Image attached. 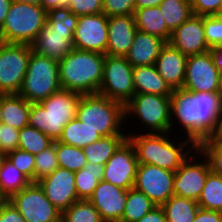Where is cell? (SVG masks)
I'll return each instance as SVG.
<instances>
[{"instance_id":"cell-1","label":"cell","mask_w":222,"mask_h":222,"mask_svg":"<svg viewBox=\"0 0 222 222\" xmlns=\"http://www.w3.org/2000/svg\"><path fill=\"white\" fill-rule=\"evenodd\" d=\"M170 107L171 133H174V129L176 132V128L181 126L179 132H184L181 136L185 135L184 137L191 139L197 145L216 132L222 99L217 92H190L176 89L170 96Z\"/></svg>"},{"instance_id":"cell-2","label":"cell","mask_w":222,"mask_h":222,"mask_svg":"<svg viewBox=\"0 0 222 222\" xmlns=\"http://www.w3.org/2000/svg\"><path fill=\"white\" fill-rule=\"evenodd\" d=\"M127 133V139L135 149L139 164H152L172 172H175L191 152L197 149V145L191 139L180 138L176 136L177 133L174 136L171 132L141 133L134 130L130 132L132 134Z\"/></svg>"},{"instance_id":"cell-3","label":"cell","mask_w":222,"mask_h":222,"mask_svg":"<svg viewBox=\"0 0 222 222\" xmlns=\"http://www.w3.org/2000/svg\"><path fill=\"white\" fill-rule=\"evenodd\" d=\"M105 54L73 48L59 61L61 89L81 95L98 93L103 79Z\"/></svg>"},{"instance_id":"cell-4","label":"cell","mask_w":222,"mask_h":222,"mask_svg":"<svg viewBox=\"0 0 222 222\" xmlns=\"http://www.w3.org/2000/svg\"><path fill=\"white\" fill-rule=\"evenodd\" d=\"M81 96L60 89L39 103H31L28 126L38 129L53 141H58L65 125L76 117Z\"/></svg>"},{"instance_id":"cell-5","label":"cell","mask_w":222,"mask_h":222,"mask_svg":"<svg viewBox=\"0 0 222 222\" xmlns=\"http://www.w3.org/2000/svg\"><path fill=\"white\" fill-rule=\"evenodd\" d=\"M76 117L102 137L127 135L125 105L99 93L81 96Z\"/></svg>"},{"instance_id":"cell-6","label":"cell","mask_w":222,"mask_h":222,"mask_svg":"<svg viewBox=\"0 0 222 222\" xmlns=\"http://www.w3.org/2000/svg\"><path fill=\"white\" fill-rule=\"evenodd\" d=\"M47 21V11L36 3L13 1L0 28L5 43L31 45Z\"/></svg>"},{"instance_id":"cell-7","label":"cell","mask_w":222,"mask_h":222,"mask_svg":"<svg viewBox=\"0 0 222 222\" xmlns=\"http://www.w3.org/2000/svg\"><path fill=\"white\" fill-rule=\"evenodd\" d=\"M60 89L59 62L32 51L18 94L30 103H39Z\"/></svg>"},{"instance_id":"cell-8","label":"cell","mask_w":222,"mask_h":222,"mask_svg":"<svg viewBox=\"0 0 222 222\" xmlns=\"http://www.w3.org/2000/svg\"><path fill=\"white\" fill-rule=\"evenodd\" d=\"M170 96L135 93L125 105V120L137 118L145 133L171 132ZM146 127V128H145ZM149 129V130H148ZM148 130V131H147Z\"/></svg>"},{"instance_id":"cell-9","label":"cell","mask_w":222,"mask_h":222,"mask_svg":"<svg viewBox=\"0 0 222 222\" xmlns=\"http://www.w3.org/2000/svg\"><path fill=\"white\" fill-rule=\"evenodd\" d=\"M31 52L28 44H0V94L20 92Z\"/></svg>"},{"instance_id":"cell-10","label":"cell","mask_w":222,"mask_h":222,"mask_svg":"<svg viewBox=\"0 0 222 222\" xmlns=\"http://www.w3.org/2000/svg\"><path fill=\"white\" fill-rule=\"evenodd\" d=\"M100 95L126 105L134 96L133 66L125 56L105 55Z\"/></svg>"},{"instance_id":"cell-11","label":"cell","mask_w":222,"mask_h":222,"mask_svg":"<svg viewBox=\"0 0 222 222\" xmlns=\"http://www.w3.org/2000/svg\"><path fill=\"white\" fill-rule=\"evenodd\" d=\"M9 201L26 222H61L62 212L50 202L37 182L14 194Z\"/></svg>"},{"instance_id":"cell-12","label":"cell","mask_w":222,"mask_h":222,"mask_svg":"<svg viewBox=\"0 0 222 222\" xmlns=\"http://www.w3.org/2000/svg\"><path fill=\"white\" fill-rule=\"evenodd\" d=\"M210 172L207 159L195 149L175 171L174 195L197 202Z\"/></svg>"},{"instance_id":"cell-13","label":"cell","mask_w":222,"mask_h":222,"mask_svg":"<svg viewBox=\"0 0 222 222\" xmlns=\"http://www.w3.org/2000/svg\"><path fill=\"white\" fill-rule=\"evenodd\" d=\"M174 177L175 172L152 164H139L134 188L161 206L174 195Z\"/></svg>"},{"instance_id":"cell-14","label":"cell","mask_w":222,"mask_h":222,"mask_svg":"<svg viewBox=\"0 0 222 222\" xmlns=\"http://www.w3.org/2000/svg\"><path fill=\"white\" fill-rule=\"evenodd\" d=\"M138 165L135 149L126 139L104 165L103 181L125 190L133 188Z\"/></svg>"},{"instance_id":"cell-15","label":"cell","mask_w":222,"mask_h":222,"mask_svg":"<svg viewBox=\"0 0 222 222\" xmlns=\"http://www.w3.org/2000/svg\"><path fill=\"white\" fill-rule=\"evenodd\" d=\"M108 17L103 14L79 16L74 32L73 47L106 55Z\"/></svg>"},{"instance_id":"cell-16","label":"cell","mask_w":222,"mask_h":222,"mask_svg":"<svg viewBox=\"0 0 222 222\" xmlns=\"http://www.w3.org/2000/svg\"><path fill=\"white\" fill-rule=\"evenodd\" d=\"M219 75L209 51L190 55L186 62L182 89L190 92H217Z\"/></svg>"},{"instance_id":"cell-17","label":"cell","mask_w":222,"mask_h":222,"mask_svg":"<svg viewBox=\"0 0 222 222\" xmlns=\"http://www.w3.org/2000/svg\"><path fill=\"white\" fill-rule=\"evenodd\" d=\"M37 183L50 202L61 212L79 200L75 189V174L66 168L58 167Z\"/></svg>"},{"instance_id":"cell-18","label":"cell","mask_w":222,"mask_h":222,"mask_svg":"<svg viewBox=\"0 0 222 222\" xmlns=\"http://www.w3.org/2000/svg\"><path fill=\"white\" fill-rule=\"evenodd\" d=\"M168 43L186 56L208 52L203 16L192 15L171 33Z\"/></svg>"},{"instance_id":"cell-19","label":"cell","mask_w":222,"mask_h":222,"mask_svg":"<svg viewBox=\"0 0 222 222\" xmlns=\"http://www.w3.org/2000/svg\"><path fill=\"white\" fill-rule=\"evenodd\" d=\"M128 190L106 181H99L89 201L104 222H120L124 213Z\"/></svg>"},{"instance_id":"cell-20","label":"cell","mask_w":222,"mask_h":222,"mask_svg":"<svg viewBox=\"0 0 222 222\" xmlns=\"http://www.w3.org/2000/svg\"><path fill=\"white\" fill-rule=\"evenodd\" d=\"M73 38V32L56 31L52 25L46 21L38 37L31 44L32 51L59 62L73 50Z\"/></svg>"},{"instance_id":"cell-21","label":"cell","mask_w":222,"mask_h":222,"mask_svg":"<svg viewBox=\"0 0 222 222\" xmlns=\"http://www.w3.org/2000/svg\"><path fill=\"white\" fill-rule=\"evenodd\" d=\"M137 32L134 15L108 17V43L106 55L125 56Z\"/></svg>"},{"instance_id":"cell-22","label":"cell","mask_w":222,"mask_h":222,"mask_svg":"<svg viewBox=\"0 0 222 222\" xmlns=\"http://www.w3.org/2000/svg\"><path fill=\"white\" fill-rule=\"evenodd\" d=\"M187 58L168 42L160 50L155 67L172 90L183 88Z\"/></svg>"},{"instance_id":"cell-23","label":"cell","mask_w":222,"mask_h":222,"mask_svg":"<svg viewBox=\"0 0 222 222\" xmlns=\"http://www.w3.org/2000/svg\"><path fill=\"white\" fill-rule=\"evenodd\" d=\"M166 42L154 35L137 30L125 59L133 66L153 65Z\"/></svg>"},{"instance_id":"cell-24","label":"cell","mask_w":222,"mask_h":222,"mask_svg":"<svg viewBox=\"0 0 222 222\" xmlns=\"http://www.w3.org/2000/svg\"><path fill=\"white\" fill-rule=\"evenodd\" d=\"M135 93H151L171 96L173 90L158 73L155 64L133 67Z\"/></svg>"},{"instance_id":"cell-25","label":"cell","mask_w":222,"mask_h":222,"mask_svg":"<svg viewBox=\"0 0 222 222\" xmlns=\"http://www.w3.org/2000/svg\"><path fill=\"white\" fill-rule=\"evenodd\" d=\"M31 103L19 94H1L3 123L18 130L28 126Z\"/></svg>"},{"instance_id":"cell-26","label":"cell","mask_w":222,"mask_h":222,"mask_svg":"<svg viewBox=\"0 0 222 222\" xmlns=\"http://www.w3.org/2000/svg\"><path fill=\"white\" fill-rule=\"evenodd\" d=\"M134 19L137 30L157 36L165 42L170 40L172 32L167 28L159 6L137 9Z\"/></svg>"},{"instance_id":"cell-27","label":"cell","mask_w":222,"mask_h":222,"mask_svg":"<svg viewBox=\"0 0 222 222\" xmlns=\"http://www.w3.org/2000/svg\"><path fill=\"white\" fill-rule=\"evenodd\" d=\"M31 183L32 181L19 171L10 160L4 158L0 168V196L3 200H9Z\"/></svg>"},{"instance_id":"cell-28","label":"cell","mask_w":222,"mask_h":222,"mask_svg":"<svg viewBox=\"0 0 222 222\" xmlns=\"http://www.w3.org/2000/svg\"><path fill=\"white\" fill-rule=\"evenodd\" d=\"M127 139V135H111L101 137L94 143L83 147L86 161L105 165L108 159L114 154L118 147Z\"/></svg>"},{"instance_id":"cell-29","label":"cell","mask_w":222,"mask_h":222,"mask_svg":"<svg viewBox=\"0 0 222 222\" xmlns=\"http://www.w3.org/2000/svg\"><path fill=\"white\" fill-rule=\"evenodd\" d=\"M102 136L96 131L87 127L77 117L70 120L62 130L59 142L79 148L94 143Z\"/></svg>"},{"instance_id":"cell-30","label":"cell","mask_w":222,"mask_h":222,"mask_svg":"<svg viewBox=\"0 0 222 222\" xmlns=\"http://www.w3.org/2000/svg\"><path fill=\"white\" fill-rule=\"evenodd\" d=\"M104 165L90 163L74 172L75 189L79 200H89L99 181L103 180Z\"/></svg>"},{"instance_id":"cell-31","label":"cell","mask_w":222,"mask_h":222,"mask_svg":"<svg viewBox=\"0 0 222 222\" xmlns=\"http://www.w3.org/2000/svg\"><path fill=\"white\" fill-rule=\"evenodd\" d=\"M167 222H193L200 208L196 201L173 195L161 205Z\"/></svg>"},{"instance_id":"cell-32","label":"cell","mask_w":222,"mask_h":222,"mask_svg":"<svg viewBox=\"0 0 222 222\" xmlns=\"http://www.w3.org/2000/svg\"><path fill=\"white\" fill-rule=\"evenodd\" d=\"M159 8L171 32L193 15L190 0H163Z\"/></svg>"},{"instance_id":"cell-33","label":"cell","mask_w":222,"mask_h":222,"mask_svg":"<svg viewBox=\"0 0 222 222\" xmlns=\"http://www.w3.org/2000/svg\"><path fill=\"white\" fill-rule=\"evenodd\" d=\"M156 206L143 192L130 188L120 222H136Z\"/></svg>"},{"instance_id":"cell-34","label":"cell","mask_w":222,"mask_h":222,"mask_svg":"<svg viewBox=\"0 0 222 222\" xmlns=\"http://www.w3.org/2000/svg\"><path fill=\"white\" fill-rule=\"evenodd\" d=\"M200 208L222 212V176L208 174L206 183L197 201Z\"/></svg>"},{"instance_id":"cell-35","label":"cell","mask_w":222,"mask_h":222,"mask_svg":"<svg viewBox=\"0 0 222 222\" xmlns=\"http://www.w3.org/2000/svg\"><path fill=\"white\" fill-rule=\"evenodd\" d=\"M18 148L31 153L39 154L53 144V140L36 128L26 126L19 131Z\"/></svg>"},{"instance_id":"cell-36","label":"cell","mask_w":222,"mask_h":222,"mask_svg":"<svg viewBox=\"0 0 222 222\" xmlns=\"http://www.w3.org/2000/svg\"><path fill=\"white\" fill-rule=\"evenodd\" d=\"M61 222H104L89 200H78L61 215Z\"/></svg>"},{"instance_id":"cell-37","label":"cell","mask_w":222,"mask_h":222,"mask_svg":"<svg viewBox=\"0 0 222 222\" xmlns=\"http://www.w3.org/2000/svg\"><path fill=\"white\" fill-rule=\"evenodd\" d=\"M56 156L59 167L76 172L86 164V157L83 149L56 141Z\"/></svg>"},{"instance_id":"cell-38","label":"cell","mask_w":222,"mask_h":222,"mask_svg":"<svg viewBox=\"0 0 222 222\" xmlns=\"http://www.w3.org/2000/svg\"><path fill=\"white\" fill-rule=\"evenodd\" d=\"M196 148L207 159L210 171L222 176V138L208 137L199 142Z\"/></svg>"},{"instance_id":"cell-39","label":"cell","mask_w":222,"mask_h":222,"mask_svg":"<svg viewBox=\"0 0 222 222\" xmlns=\"http://www.w3.org/2000/svg\"><path fill=\"white\" fill-rule=\"evenodd\" d=\"M34 158V182H37L41 178L52 174L59 167L56 156V141H54L53 144L47 149L43 150L39 154L34 155Z\"/></svg>"},{"instance_id":"cell-40","label":"cell","mask_w":222,"mask_h":222,"mask_svg":"<svg viewBox=\"0 0 222 222\" xmlns=\"http://www.w3.org/2000/svg\"><path fill=\"white\" fill-rule=\"evenodd\" d=\"M47 21L53 29L60 32H75L78 16L67 7H58L47 11Z\"/></svg>"},{"instance_id":"cell-41","label":"cell","mask_w":222,"mask_h":222,"mask_svg":"<svg viewBox=\"0 0 222 222\" xmlns=\"http://www.w3.org/2000/svg\"><path fill=\"white\" fill-rule=\"evenodd\" d=\"M16 168L34 182L35 158L31 153L17 148L6 155Z\"/></svg>"},{"instance_id":"cell-42","label":"cell","mask_w":222,"mask_h":222,"mask_svg":"<svg viewBox=\"0 0 222 222\" xmlns=\"http://www.w3.org/2000/svg\"><path fill=\"white\" fill-rule=\"evenodd\" d=\"M205 38L211 48L222 43V16H203Z\"/></svg>"},{"instance_id":"cell-43","label":"cell","mask_w":222,"mask_h":222,"mask_svg":"<svg viewBox=\"0 0 222 222\" xmlns=\"http://www.w3.org/2000/svg\"><path fill=\"white\" fill-rule=\"evenodd\" d=\"M18 129L2 123L0 125V151L3 155L15 151L19 146Z\"/></svg>"},{"instance_id":"cell-44","label":"cell","mask_w":222,"mask_h":222,"mask_svg":"<svg viewBox=\"0 0 222 222\" xmlns=\"http://www.w3.org/2000/svg\"><path fill=\"white\" fill-rule=\"evenodd\" d=\"M135 0H103V14L107 17L134 15Z\"/></svg>"},{"instance_id":"cell-45","label":"cell","mask_w":222,"mask_h":222,"mask_svg":"<svg viewBox=\"0 0 222 222\" xmlns=\"http://www.w3.org/2000/svg\"><path fill=\"white\" fill-rule=\"evenodd\" d=\"M79 16L103 13V0H71L67 7Z\"/></svg>"},{"instance_id":"cell-46","label":"cell","mask_w":222,"mask_h":222,"mask_svg":"<svg viewBox=\"0 0 222 222\" xmlns=\"http://www.w3.org/2000/svg\"><path fill=\"white\" fill-rule=\"evenodd\" d=\"M193 15L210 16L219 12L221 0H190Z\"/></svg>"},{"instance_id":"cell-47","label":"cell","mask_w":222,"mask_h":222,"mask_svg":"<svg viewBox=\"0 0 222 222\" xmlns=\"http://www.w3.org/2000/svg\"><path fill=\"white\" fill-rule=\"evenodd\" d=\"M0 222H26L9 200L0 203Z\"/></svg>"},{"instance_id":"cell-48","label":"cell","mask_w":222,"mask_h":222,"mask_svg":"<svg viewBox=\"0 0 222 222\" xmlns=\"http://www.w3.org/2000/svg\"><path fill=\"white\" fill-rule=\"evenodd\" d=\"M193 222H222V212L199 208Z\"/></svg>"},{"instance_id":"cell-49","label":"cell","mask_w":222,"mask_h":222,"mask_svg":"<svg viewBox=\"0 0 222 222\" xmlns=\"http://www.w3.org/2000/svg\"><path fill=\"white\" fill-rule=\"evenodd\" d=\"M136 222H167L164 210L156 206Z\"/></svg>"},{"instance_id":"cell-50","label":"cell","mask_w":222,"mask_h":222,"mask_svg":"<svg viewBox=\"0 0 222 222\" xmlns=\"http://www.w3.org/2000/svg\"><path fill=\"white\" fill-rule=\"evenodd\" d=\"M209 52L219 74H222V43L211 47Z\"/></svg>"},{"instance_id":"cell-51","label":"cell","mask_w":222,"mask_h":222,"mask_svg":"<svg viewBox=\"0 0 222 222\" xmlns=\"http://www.w3.org/2000/svg\"><path fill=\"white\" fill-rule=\"evenodd\" d=\"M71 0H41L40 5L46 10H51L58 7H68Z\"/></svg>"},{"instance_id":"cell-52","label":"cell","mask_w":222,"mask_h":222,"mask_svg":"<svg viewBox=\"0 0 222 222\" xmlns=\"http://www.w3.org/2000/svg\"><path fill=\"white\" fill-rule=\"evenodd\" d=\"M12 2L13 0H0V28L5 22Z\"/></svg>"},{"instance_id":"cell-53","label":"cell","mask_w":222,"mask_h":222,"mask_svg":"<svg viewBox=\"0 0 222 222\" xmlns=\"http://www.w3.org/2000/svg\"><path fill=\"white\" fill-rule=\"evenodd\" d=\"M163 0H135V9L159 6Z\"/></svg>"},{"instance_id":"cell-54","label":"cell","mask_w":222,"mask_h":222,"mask_svg":"<svg viewBox=\"0 0 222 222\" xmlns=\"http://www.w3.org/2000/svg\"><path fill=\"white\" fill-rule=\"evenodd\" d=\"M213 136L218 137V138H222V109L220 112L218 126H217L216 132L214 133Z\"/></svg>"},{"instance_id":"cell-55","label":"cell","mask_w":222,"mask_h":222,"mask_svg":"<svg viewBox=\"0 0 222 222\" xmlns=\"http://www.w3.org/2000/svg\"><path fill=\"white\" fill-rule=\"evenodd\" d=\"M217 93L221 96V99H222V74L219 75L218 91H217Z\"/></svg>"},{"instance_id":"cell-56","label":"cell","mask_w":222,"mask_h":222,"mask_svg":"<svg viewBox=\"0 0 222 222\" xmlns=\"http://www.w3.org/2000/svg\"><path fill=\"white\" fill-rule=\"evenodd\" d=\"M13 1L21 2V3H36V4H40L41 0H13Z\"/></svg>"},{"instance_id":"cell-57","label":"cell","mask_w":222,"mask_h":222,"mask_svg":"<svg viewBox=\"0 0 222 222\" xmlns=\"http://www.w3.org/2000/svg\"><path fill=\"white\" fill-rule=\"evenodd\" d=\"M217 16H222V0L219 7V12L216 14Z\"/></svg>"},{"instance_id":"cell-58","label":"cell","mask_w":222,"mask_h":222,"mask_svg":"<svg viewBox=\"0 0 222 222\" xmlns=\"http://www.w3.org/2000/svg\"><path fill=\"white\" fill-rule=\"evenodd\" d=\"M3 123L1 115V94H0V125Z\"/></svg>"},{"instance_id":"cell-59","label":"cell","mask_w":222,"mask_h":222,"mask_svg":"<svg viewBox=\"0 0 222 222\" xmlns=\"http://www.w3.org/2000/svg\"><path fill=\"white\" fill-rule=\"evenodd\" d=\"M5 157H0V168Z\"/></svg>"},{"instance_id":"cell-60","label":"cell","mask_w":222,"mask_h":222,"mask_svg":"<svg viewBox=\"0 0 222 222\" xmlns=\"http://www.w3.org/2000/svg\"><path fill=\"white\" fill-rule=\"evenodd\" d=\"M0 157H6L5 155H3L2 153H1V151H0Z\"/></svg>"}]
</instances>
